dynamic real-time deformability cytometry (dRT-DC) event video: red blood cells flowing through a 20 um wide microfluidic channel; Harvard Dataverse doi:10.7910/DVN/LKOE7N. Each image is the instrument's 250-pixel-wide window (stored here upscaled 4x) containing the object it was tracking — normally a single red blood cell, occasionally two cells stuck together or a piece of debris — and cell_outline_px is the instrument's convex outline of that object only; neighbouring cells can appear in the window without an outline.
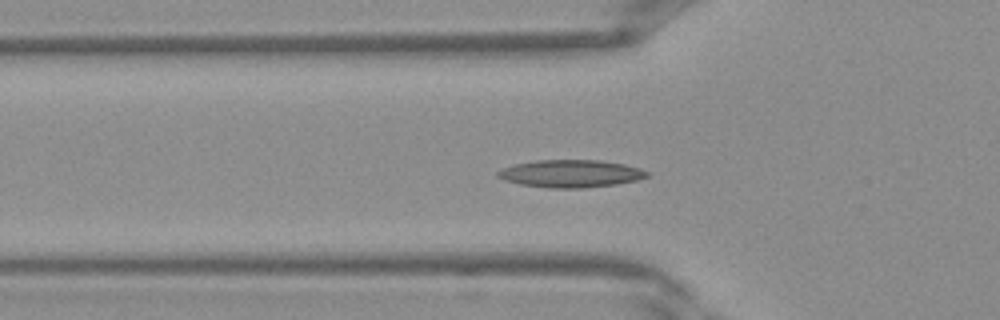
{"species": "Egyptian fruit bat (a non-hibernating species)", "species_latin": "Rousettus aegyptiacus", "temperature_condition": "warm", "stored_images_in_passage": 42, "camera_frame_rate_fps": 3000, "um_per_image_px": 0.085, "frame": {"image": 1, "passage_image": 14, "time_ms": 4.333, "image_size_px": [1000, 320], "cell_outline_px": [[648, 176], [636, 180], [616, 184], [584, 188], [548, 188], [520, 184], [504, 180], [496, 176], [496, 172], [504, 168], [516, 164], [536, 160], [600, 160], [624, 164], [640, 168], [648, 172]], "centroid_in_image_um": [48.5, 14.76], "position_along_channel_um": 77.3, "area_um2": 23.87}}
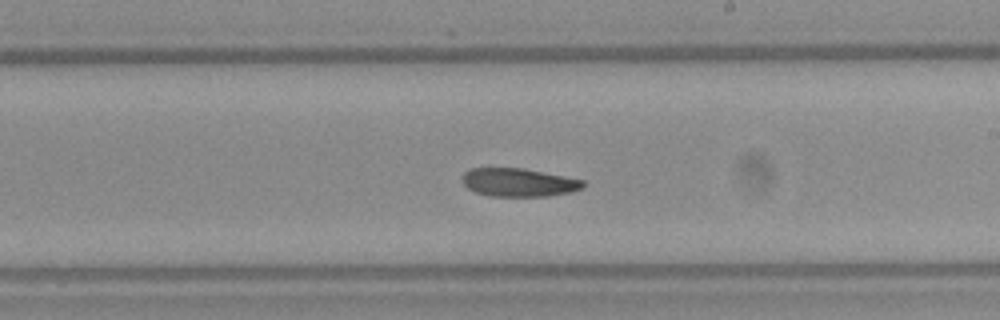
{"frame": {"image": 2, "passage_image": 24, "time_ms": 7.667, "image_size_px": [1000, 320], "cell_outline_px": [[584, 188], [568, 192], [548, 196], [492, 196], [476, 192], [468, 188], [460, 180], [460, 176], [468, 168], [524, 168], [584, 180]], "centroid_in_image_um": [44.04, 15.49], "position_along_channel_um": 245.0, "area_um2": 20.0}}
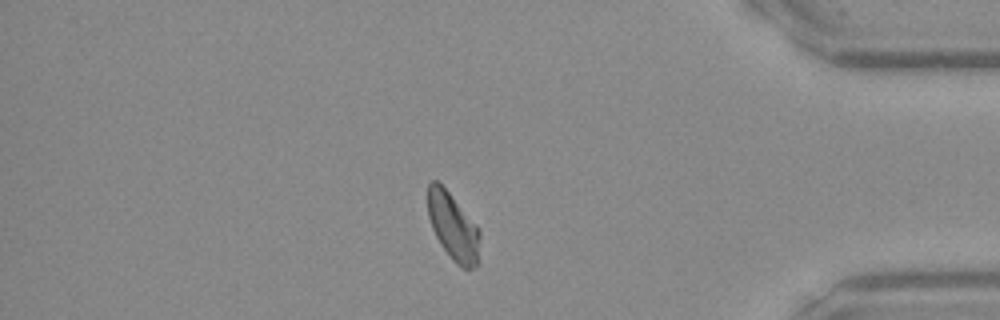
{"frame": {"image": 3, "passage_image": 35, "time_ms": 11.333, "image_size_px": [1000, 320], "cell_outline_px": [[480, 236], [476, 268], [464, 268], [456, 264], [452, 260], [440, 244], [432, 228], [428, 216], [428, 184], [432, 180], [436, 180], [448, 192], [480, 232]], "centroid_in_image_um": [38.48, 19.3], "position_along_channel_um": 396.7, "area_um2": 19.77}}